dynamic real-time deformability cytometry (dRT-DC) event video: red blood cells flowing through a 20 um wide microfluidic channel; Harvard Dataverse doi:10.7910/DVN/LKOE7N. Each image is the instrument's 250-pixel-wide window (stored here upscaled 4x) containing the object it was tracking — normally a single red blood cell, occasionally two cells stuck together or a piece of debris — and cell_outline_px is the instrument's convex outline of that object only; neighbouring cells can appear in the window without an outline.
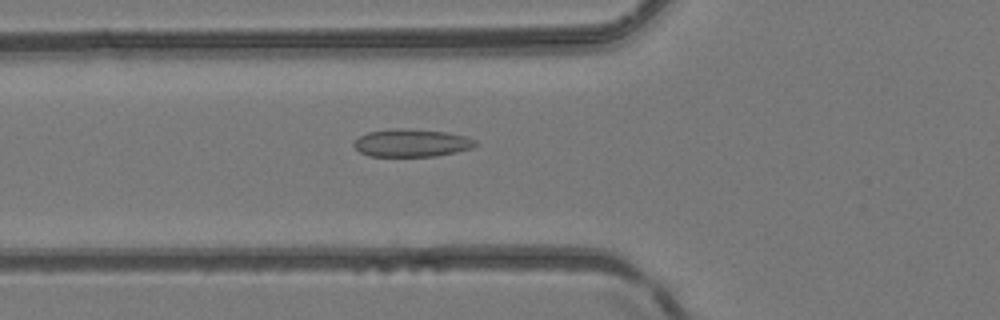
{"species": "common noctule bat (a hibernating species)", "species_latin": "Nyctalus noctula", "temperature_condition": "room temperature", "stored_images_in_passage": 48, "camera_frame_rate_fps": 3000, "um_per_image_px": 0.085, "animal": {"sex": "female", "body_mass_g": 24.6, "forearm_length_mm": 56.2}, "frame": {"image": 1, "passage_image": 18, "time_ms": 5.667, "image_size_px": [1000, 320], "cell_outline_px": [[476, 144], [472, 148], [456, 152], [436, 156], [368, 156], [360, 152], [352, 144], [360, 136], [368, 132], [396, 128], [400, 128], [448, 132], [464, 136], [476, 140]], "centroid_in_image_um": [34.98, 12.15], "position_along_channel_um": 90.8, "area_um2": 19.54}}
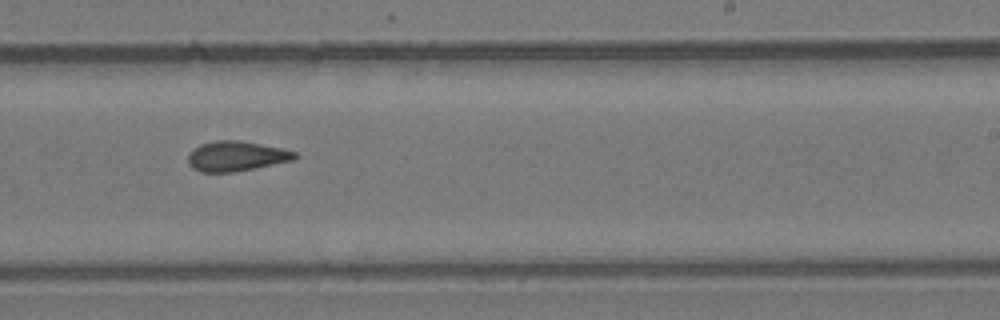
{"frame": {"image": 2, "passage_image": 30, "time_ms": 9.667, "image_size_px": [1000, 320], "cell_outline_px": [[300, 156], [292, 160], [236, 172], [200, 172], [192, 168], [188, 164], [188, 156], [192, 148], [200, 144], [216, 140], [240, 140], [284, 148], [296, 152]], "centroid_in_image_um": [20.07, 13.26], "position_along_channel_um": 268.9, "area_um2": 18.9}}
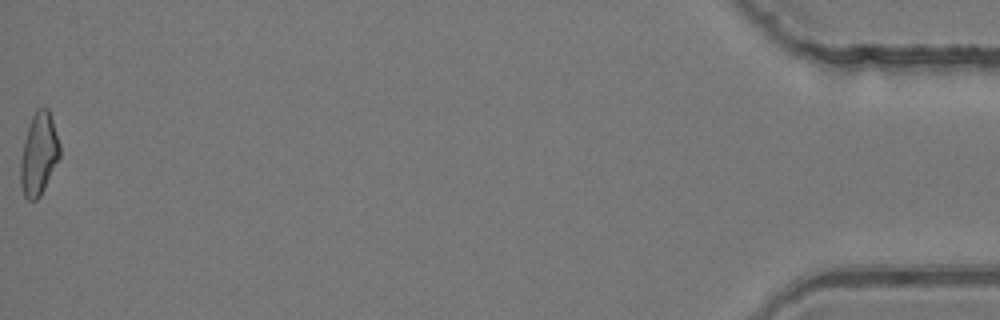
{"frame": {"image": 3, "passage_image": 48, "time_ms": 15.667, "image_size_px": [1000, 320], "cell_outline_px": [[60, 156], [40, 196], [36, 200], [28, 200], [24, 196], [20, 184], [20, 160], [24, 140], [32, 116], [36, 108], [48, 108], [60, 144]], "centroid_in_image_um": [3.28, 13.1], "position_along_channel_um": 431.9, "area_um2": 18.67}}